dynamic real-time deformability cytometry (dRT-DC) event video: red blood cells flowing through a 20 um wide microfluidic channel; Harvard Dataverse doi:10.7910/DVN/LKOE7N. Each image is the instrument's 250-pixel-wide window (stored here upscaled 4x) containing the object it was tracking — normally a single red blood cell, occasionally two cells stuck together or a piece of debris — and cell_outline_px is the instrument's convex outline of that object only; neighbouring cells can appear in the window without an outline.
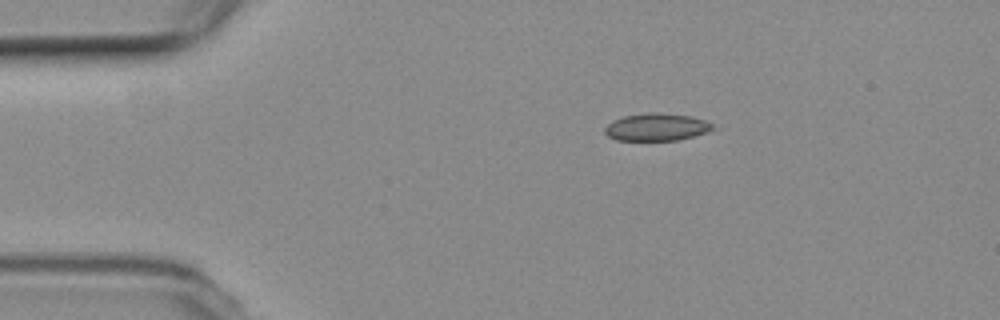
{"species": "common noctule bat (a hibernating species)", "species_latin": "Nyctalus noctula", "temperature_condition": "room temperature", "stored_images_in_passage": 4, "camera_frame_rate_fps": 3000, "um_per_image_px": 0.085, "animal": {"sex": "female", "body_mass_g": 19.3, "forearm_length_mm": 54.1}, "frame": {"image": 1, "passage_image": 1, "time_ms": 0.0, "image_size_px": [1000, 320], "cell_outline_px": [[720, 128], [708, 132], [676, 140], [616, 140], [608, 136], [604, 132], [604, 128], [612, 120], [624, 116], [692, 116], [704, 120]], "centroid_in_image_um": [55.84, 10.86], "position_along_channel_um": 29.2, "area_um2": 16.3}}
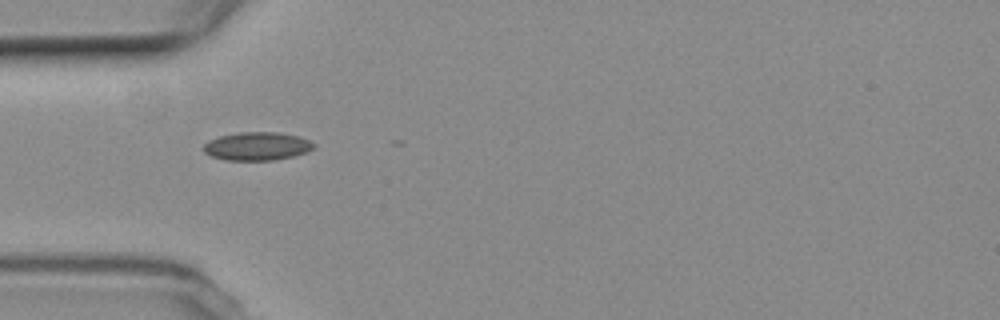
{"frame": {"image": 2, "passage_image": 3, "time_ms": 2.333, "image_size_px": [1000, 320], "cell_outline_px": [[316, 144], [312, 148], [304, 152], [292, 156], [272, 160], [228, 160], [212, 156], [204, 152], [204, 144], [208, 140], [220, 136], [240, 132], [280, 132], [300, 136]], "centroid_in_image_um": [21.84, 12.41], "position_along_channel_um": 63.2, "area_um2": 17.98}}
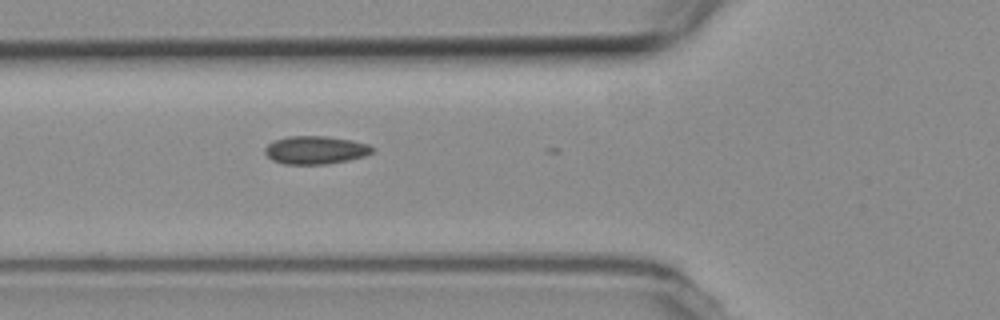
{"frame": {"image": 3, "passage_image": 4, "time_ms": 3.333, "image_size_px": [1000, 320], "cell_outline_px": [[376, 148], [372, 152], [364, 156], [348, 160], [324, 164], [284, 164], [272, 160], [264, 152], [264, 148], [268, 144], [276, 140], [288, 136], [328, 136], [352, 140], [368, 144]], "centroid_in_image_um": [26.82, 12.75], "position_along_channel_um": 99.0, "area_um2": 17.57}}